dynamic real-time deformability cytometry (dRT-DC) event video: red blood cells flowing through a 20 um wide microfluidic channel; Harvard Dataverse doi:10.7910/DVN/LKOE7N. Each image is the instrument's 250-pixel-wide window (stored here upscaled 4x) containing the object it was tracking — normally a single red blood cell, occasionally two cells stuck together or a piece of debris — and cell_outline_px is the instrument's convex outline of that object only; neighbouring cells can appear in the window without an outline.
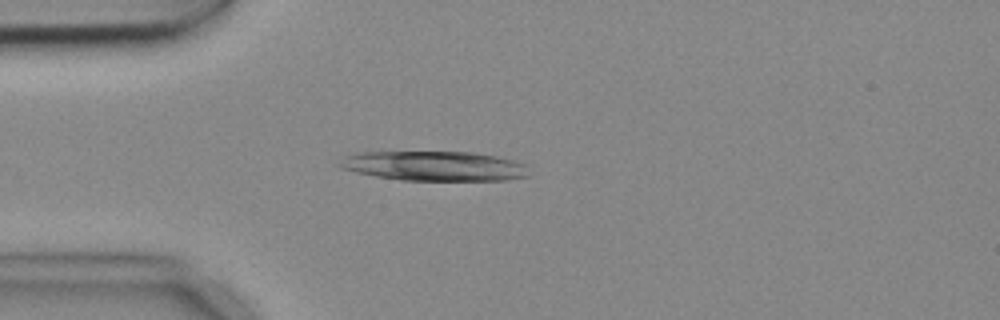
{"species": "common noctule bat (a hibernating species)", "species_latin": "Nyctalus noctula", "temperature_condition": "cold", "stored_images_in_passage": 5, "camera_frame_rate_fps": 3000, "um_per_image_px": 0.085, "animal": {"sex": "female", "body_mass_g": 18.4}, "frame": {"image": 1, "passage_image": 4, "time_ms": 1.0, "image_size_px": [1000, 320], "cell_outline_px": [[528, 176], [504, 180], [400, 180], [376, 176], [356, 172], [340, 168], [336, 164], [344, 156], [364, 152], [476, 152], [496, 156], [512, 160], [524, 164]], "centroid_in_image_um": [36.86, 14.11], "position_along_channel_um": 48.1, "area_um2": 32.6}}